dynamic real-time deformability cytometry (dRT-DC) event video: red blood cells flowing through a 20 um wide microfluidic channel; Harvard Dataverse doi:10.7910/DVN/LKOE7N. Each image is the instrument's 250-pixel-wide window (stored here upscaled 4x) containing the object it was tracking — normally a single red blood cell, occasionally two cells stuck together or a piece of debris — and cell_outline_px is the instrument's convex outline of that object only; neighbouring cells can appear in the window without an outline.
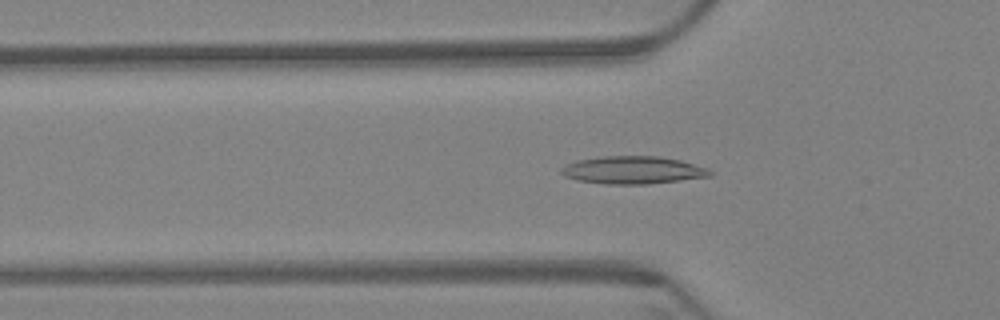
{"species": "Egyptian fruit bat (a non-hibernating species)", "species_latin": "Rousettus aegyptiacus", "temperature_condition": "warm", "stored_images_in_passage": 47, "camera_frame_rate_fps": 3000, "um_per_image_px": 0.085, "animal": {"sex": "female"}, "frame": {"image": 1, "passage_image": 6, "time_ms": 1.667, "image_size_px": [1000, 320], "cell_outline_px": [[712, 176], [648, 184], [604, 184], [576, 180], [564, 176], [560, 172], [560, 168], [576, 160], [604, 156], [660, 156], [680, 160], [708, 168], [712, 172]], "centroid_in_image_um": [53.78, 14.46], "position_along_channel_um": 72.0, "area_um2": 24.04}}
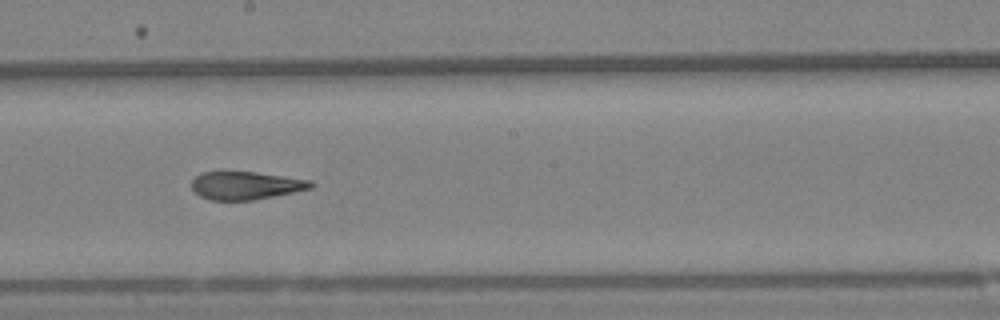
{"frame": {"image": 2, "passage_image": 20, "time_ms": 6.333, "image_size_px": [1000, 320], "cell_outline_px": [[316, 184], [312, 188], [252, 200], [208, 200], [200, 196], [192, 188], [192, 180], [200, 172], [256, 172], [312, 180]], "centroid_in_image_um": [20.9, 15.76], "position_along_channel_um": 227.3, "area_um2": 19.36}}
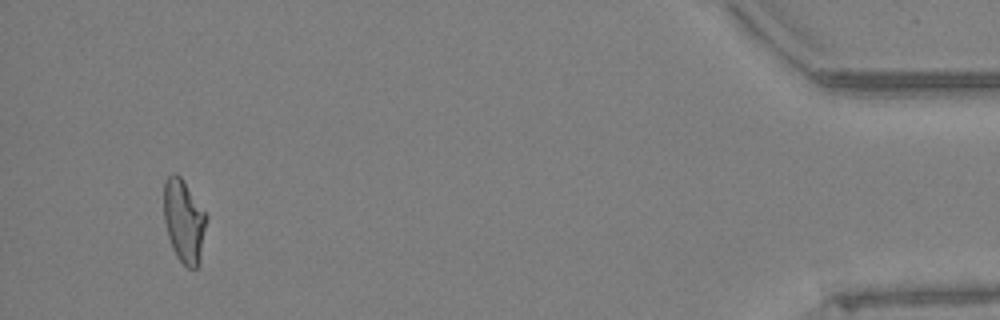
{"frame": {"image": 3, "passage_image": 44, "time_ms": 14.333, "image_size_px": [1000, 320], "cell_outline_px": [[208, 216], [200, 260], [196, 268], [188, 268], [176, 256], [172, 248], [168, 236], [164, 220], [164, 180], [172, 172], [176, 172], [180, 176]], "centroid_in_image_um": [15.63, 18.77], "position_along_channel_um": 419.6, "area_um2": 20.63}, "authors_computed_cell_mechanics": {"area_um2": 20.5768, "velocity_mm_per_s": 3.338, "shape_relaxation_time_tau1_ms": null, "shape_relaxation_time_tau2_ms": 1.8745, "deformation_change_tau1": null, "deformation_change_tau2": 0.1024}}